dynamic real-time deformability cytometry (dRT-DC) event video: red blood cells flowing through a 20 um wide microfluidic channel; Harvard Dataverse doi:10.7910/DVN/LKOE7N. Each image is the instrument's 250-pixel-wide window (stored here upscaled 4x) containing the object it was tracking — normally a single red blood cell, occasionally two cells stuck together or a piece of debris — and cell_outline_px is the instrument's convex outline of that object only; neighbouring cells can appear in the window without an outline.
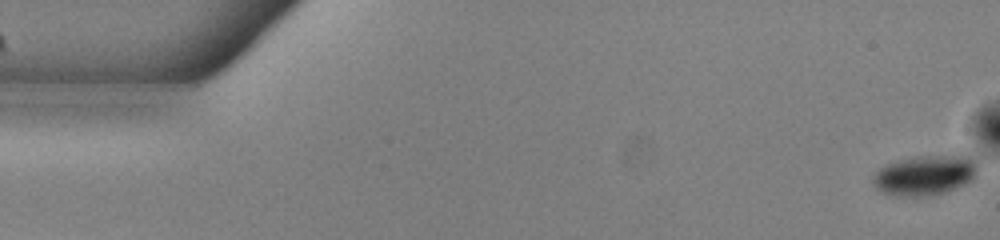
{"species": "common noctule bat (a hibernating species)", "species_latin": "Nyctalus noctula", "temperature_condition": "warm", "stored_images_in_passage": 54, "camera_frame_rate_fps": 3000, "um_per_image_px": 0.085, "animal": {"sex": "male", "body_mass_g": 13.0, "forearm_length_mm": 53.1}, "frame": {"image": 1, "passage_image": 1, "time_ms": 0.0, "image_size_px": [1000, 240], "cell_outline_px": [[976, 176], [972, 180], [956, 188], [944, 192], [928, 196], [892, 196], [880, 192], [872, 184], [872, 176], [880, 168], [888, 164], [900, 160], [916, 156], [972, 156], [976, 160]], "centroid_in_image_um": [78.59, 14.91], "position_along_channel_um": 6.4, "area_um2": 24.45}}
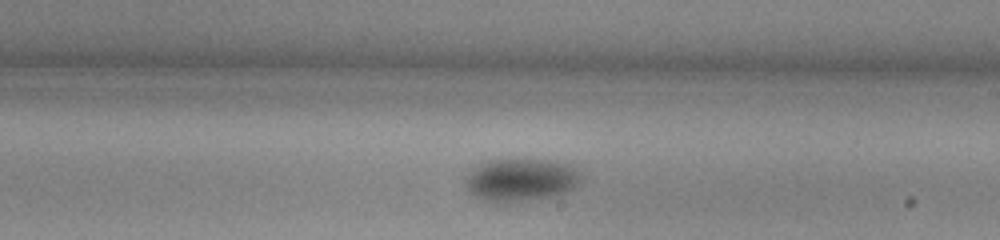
{"frame": {"image": 2, "passage_image": 31, "time_ms": 10.0, "image_size_px": [1000, 240], "cell_outline_px": [[580, 184], [564, 192], [552, 196], [524, 200], [484, 200], [476, 196], [468, 188], [464, 180], [464, 176], [484, 160], [516, 156], [544, 160], [568, 164], [580, 172]], "centroid_in_image_um": [44.25, 15.2], "position_along_channel_um": 244.7, "area_um2": 28.84}}
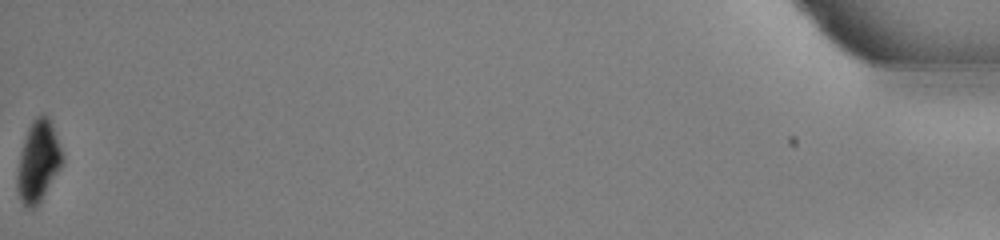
{"frame": {"image": 3, "passage_image": 54, "time_ms": 17.667, "image_size_px": [1000, 240], "cell_outline_px": [[60, 168], [36, 208], [24, 208], [20, 200], [16, 188], [16, 176], [20, 152], [28, 128], [32, 120], [40, 112], [48, 116], [60, 148]], "centroid_in_image_um": [3.18, 13.75], "position_along_channel_um": 432.0, "area_um2": 20.98}, "authors_computed_cell_mechanics": {"area_um2": 26.9348, "velocity_mm_per_s": 3.8424, "shape_relaxation_time_tau1_ms": 1.7835, "shape_relaxation_time_tau2_ms": null, "deformation_change_tau1": 0.0862, "deformation_change_tau2": null}}